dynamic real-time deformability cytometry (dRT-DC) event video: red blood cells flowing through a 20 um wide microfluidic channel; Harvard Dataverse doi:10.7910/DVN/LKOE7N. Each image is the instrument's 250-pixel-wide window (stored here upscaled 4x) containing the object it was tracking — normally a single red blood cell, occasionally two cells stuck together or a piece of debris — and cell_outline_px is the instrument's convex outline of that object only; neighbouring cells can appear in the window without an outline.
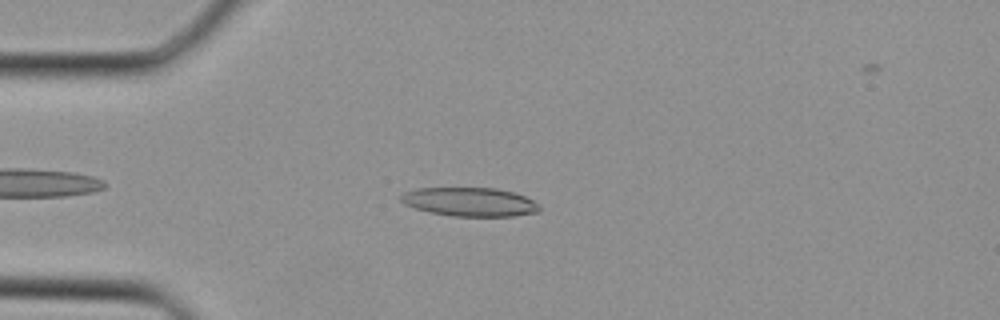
{"species": "Egyptian fruit bat (a non-hibernating species)", "species_latin": "Rousettus aegyptiacus", "temperature_condition": "cold", "stored_images_in_passage": 22, "camera_frame_rate_fps": 3000, "um_per_image_px": 0.085, "animal": {"sex": "female"}, "frame": {"image": 1, "passage_image": 5, "time_ms": 1.333, "image_size_px": [1000, 320], "cell_outline_px": [[540, 212], [512, 216], [452, 216], [432, 212], [416, 208], [404, 204], [400, 200], [400, 196], [404, 192], [416, 188], [496, 188], [512, 192], [524, 196], [532, 200], [540, 208]], "centroid_in_image_um": [39.92, 17.16], "position_along_channel_um": 45.1, "area_um2": 23.06}}
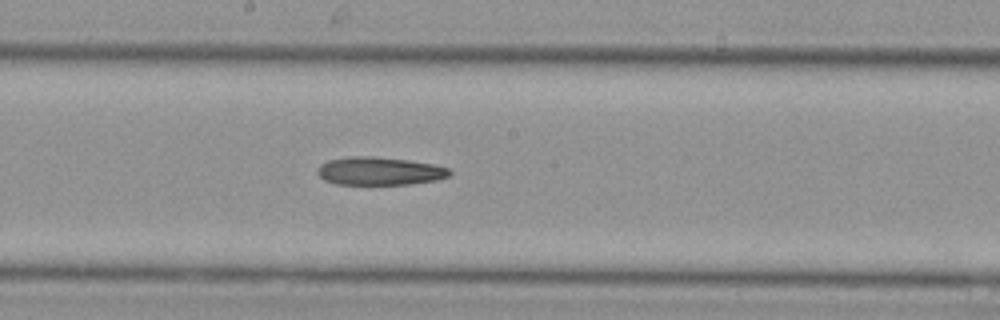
{"frame": {"image": 2, "passage_image": 15, "time_ms": 4.667, "image_size_px": [1000, 320], "cell_outline_px": [[452, 172], [448, 176], [436, 180], [408, 184], [336, 184], [324, 180], [316, 172], [316, 168], [320, 164], [328, 160], [352, 156], [376, 156], [408, 160], [432, 164], [448, 168]], "centroid_in_image_um": [32.22, 14.53], "position_along_channel_um": 216.0, "area_um2": 21.62}}
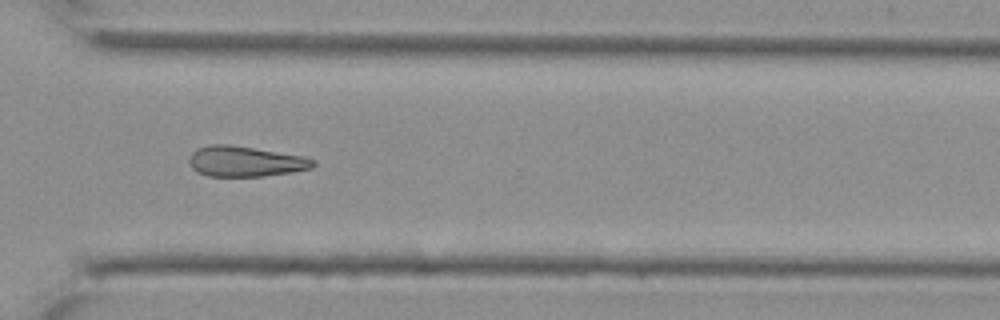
{"frame": {"image": 3, "passage_image": 22, "time_ms": 7.0, "image_size_px": [1000, 320], "cell_outline_px": [[316, 164], [312, 168], [292, 172], [264, 176], [208, 176], [196, 172], [192, 168], [188, 160], [192, 152], [196, 148], [208, 144], [228, 144], [304, 156], [316, 160]], "centroid_in_image_um": [20.84, 13.72], "position_along_channel_um": 349.8, "area_um2": 22.14}}